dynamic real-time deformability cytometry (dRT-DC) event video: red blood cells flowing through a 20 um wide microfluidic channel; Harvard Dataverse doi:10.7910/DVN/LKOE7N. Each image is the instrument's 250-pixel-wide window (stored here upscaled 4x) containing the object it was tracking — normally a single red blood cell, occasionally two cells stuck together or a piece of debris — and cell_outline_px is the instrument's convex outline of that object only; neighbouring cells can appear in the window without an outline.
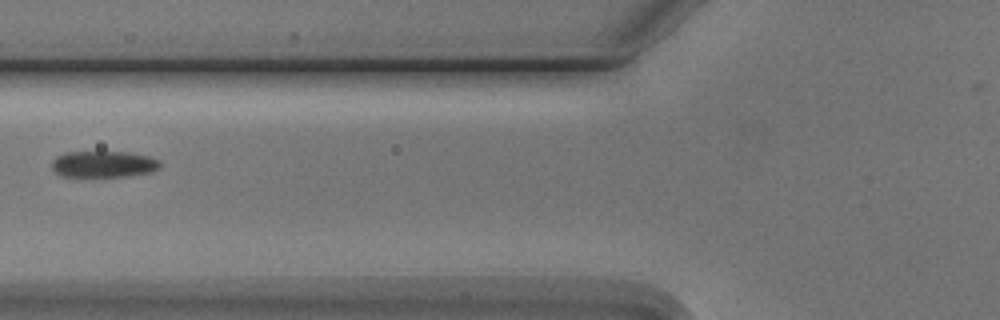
{"species": "Egyptian fruit bat (a non-hibernating species)", "species_latin": "Rousettus aegyptiacus", "temperature_condition": "cold", "stored_images_in_passage": 6, "segment_of_instrument_passage": [2, 2], "camera_frame_rate_fps": 3000, "um_per_image_px": 0.085, "animal": {"sex": "male"}, "frame": {"image": 1, "passage_image": 6, "time_ms": 6.667, "image_size_px": [1000, 320], "cell_outline_px": [[160, 168], [152, 172], [124, 176], [60, 176], [52, 168], [52, 160], [56, 156], [64, 152], [128, 152], [148, 156], [160, 160]], "centroid_in_image_um": [8.8, 13.94], "position_along_channel_um": 117.0, "area_um2": 16.65}}